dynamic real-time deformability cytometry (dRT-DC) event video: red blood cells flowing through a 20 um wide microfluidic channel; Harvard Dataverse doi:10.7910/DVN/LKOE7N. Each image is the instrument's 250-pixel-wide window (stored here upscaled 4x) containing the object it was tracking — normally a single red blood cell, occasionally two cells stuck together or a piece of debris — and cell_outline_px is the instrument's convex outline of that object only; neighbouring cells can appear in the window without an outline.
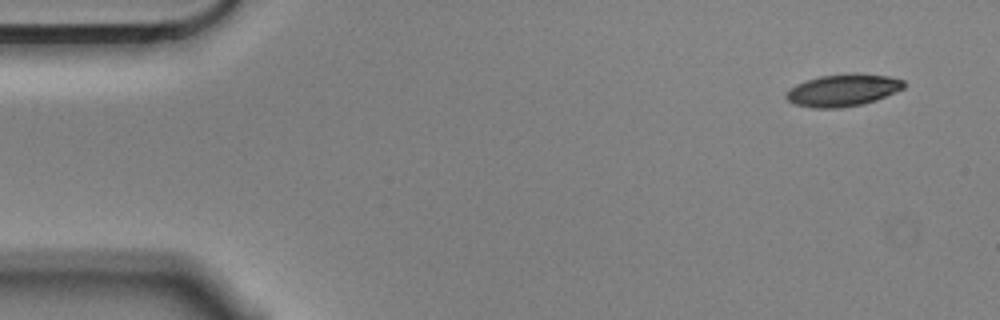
{"species": "Egyptian fruit bat (a non-hibernating species)", "species_latin": "Rousettus aegyptiacus", "temperature_condition": "cold", "stored_images_in_passage": 7, "camera_frame_rate_fps": 3000, "um_per_image_px": 0.085, "animal": {"sex": "male"}, "frame": {"image": 1, "passage_image": 1, "time_ms": 0.0, "image_size_px": [1000, 320], "cell_outline_px": [[908, 84], [904, 88], [876, 100], [864, 104], [840, 108], [812, 108], [796, 104], [788, 100], [784, 96], [796, 84], [820, 76], [848, 72], [856, 72], [888, 76], [904, 80]], "centroid_in_image_um": [71.7, 7.65], "position_along_channel_um": 13.3, "area_um2": 22.25}}
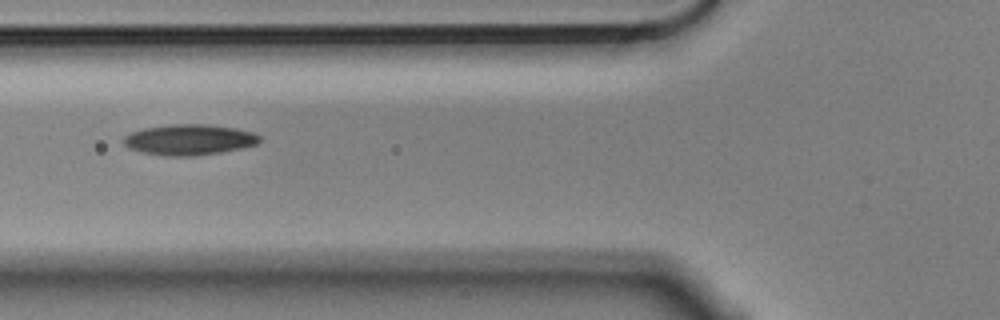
{"frame": {"image": 2, "passage_image": 6, "time_ms": 1.667, "image_size_px": [1000, 320], "cell_outline_px": [[260, 140], [256, 144], [240, 148], [220, 152], [192, 156], [164, 156], [144, 152], [132, 148], [124, 144], [124, 136], [132, 132], [144, 128], [172, 124], [208, 124], [236, 128], [252, 132], [260, 136]], "centroid_in_image_um": [16.1, 11.86], "position_along_channel_um": 109.7, "area_um2": 24.04}}
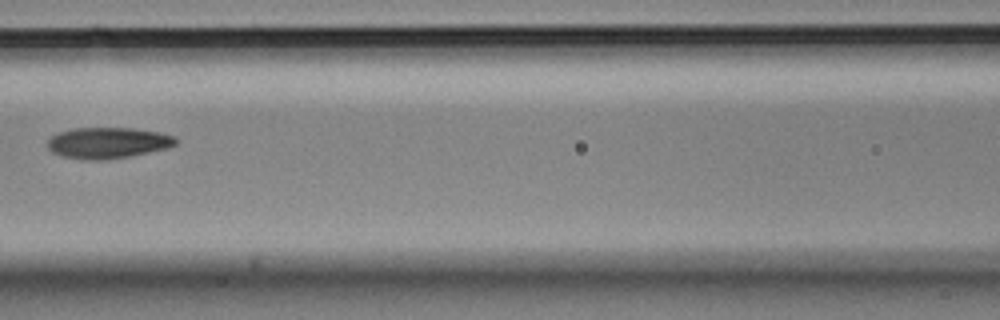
{"frame": {"image": 3, "passage_image": 7, "time_ms": 2.0, "image_size_px": [1000, 320], "cell_outline_px": [[176, 144], [168, 148], [132, 156], [104, 160], [80, 160], [64, 156], [52, 152], [48, 148], [48, 140], [52, 136], [60, 132], [72, 128], [132, 128], [160, 132], [176, 136]], "centroid_in_image_um": [9.19, 12.15], "position_along_channel_um": 157.4, "area_um2": 23.35}}